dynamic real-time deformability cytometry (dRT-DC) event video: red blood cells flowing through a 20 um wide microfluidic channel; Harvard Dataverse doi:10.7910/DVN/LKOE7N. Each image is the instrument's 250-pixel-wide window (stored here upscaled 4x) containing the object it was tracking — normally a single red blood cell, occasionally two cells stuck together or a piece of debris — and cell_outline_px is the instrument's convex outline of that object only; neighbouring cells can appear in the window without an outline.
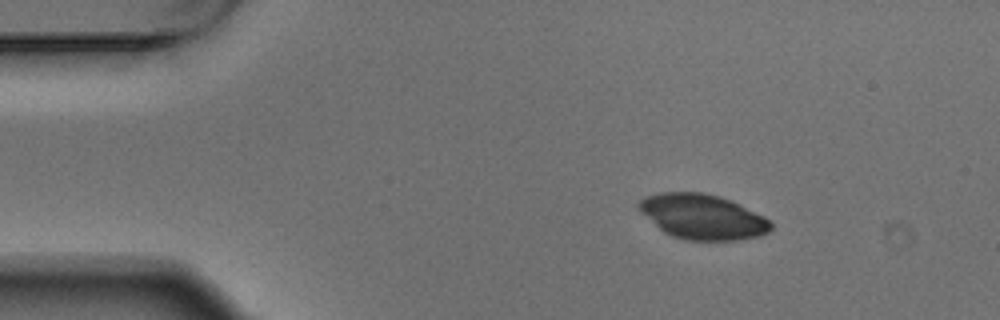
{"species": "Egyptian fruit bat (a non-hibernating species)", "species_latin": "Rousettus aegyptiacus", "temperature_condition": "warm", "stored_images_in_passage": 4, "camera_frame_rate_fps": 3000, "um_per_image_px": 0.085, "animal": {"sex": "male"}, "frame": {"image": 1, "passage_image": 2, "time_ms": 0.333, "image_size_px": [1000, 320], "cell_outline_px": [[772, 228], [768, 232], [756, 236], [736, 240], [684, 240], [672, 236], [664, 232], [640, 212], [636, 208], [636, 204], [644, 196], [660, 192], [704, 192], [720, 196], [740, 204], [764, 216], [772, 224]], "centroid_in_image_um": [59.67, 18.4], "position_along_channel_um": 25.3, "area_um2": 34.74}}